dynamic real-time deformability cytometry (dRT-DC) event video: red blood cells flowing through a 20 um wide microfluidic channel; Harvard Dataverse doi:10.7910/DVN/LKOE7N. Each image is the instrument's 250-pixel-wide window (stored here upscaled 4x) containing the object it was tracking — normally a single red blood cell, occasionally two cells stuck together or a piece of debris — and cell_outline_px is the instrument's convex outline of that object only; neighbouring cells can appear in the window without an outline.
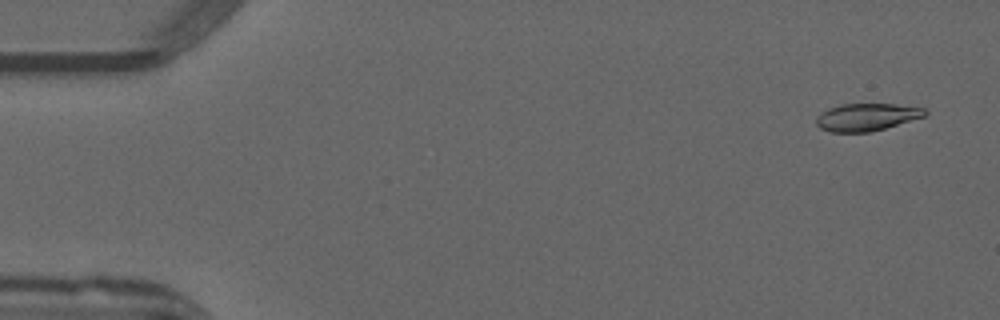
{"species": "common noctule bat (a hibernating species)", "species_latin": "Nyctalus noctula", "temperature_condition": "warm", "stored_images_in_passage": 52, "camera_frame_rate_fps": 3000, "um_per_image_px": 0.085, "animal": {"sex": "male", "forearm_length_mm": 52.5}, "frame": {"image": 1, "passage_image": 3, "time_ms": 0.667, "image_size_px": [1000, 320], "cell_outline_px": [[928, 112], [924, 116], [884, 128], [868, 132], [832, 132], [820, 128], [816, 124], [816, 120], [820, 112], [828, 108], [840, 104], [896, 104], [924, 108]], "centroid_in_image_um": [73.63, 9.94], "position_along_channel_um": 11.4, "area_um2": 17.22}}
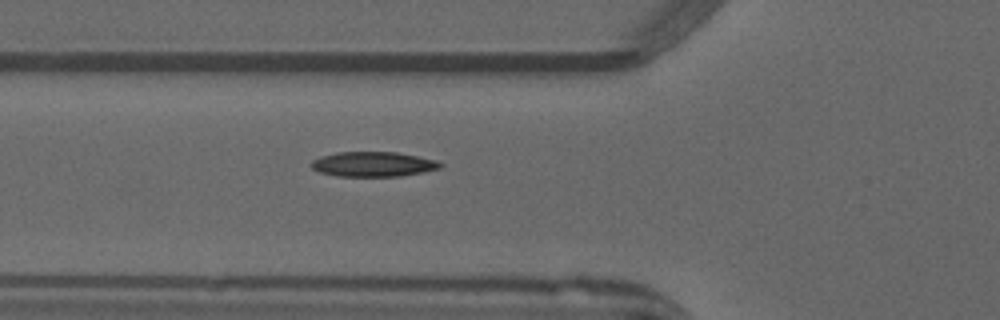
{"frame": {"image": 2, "passage_image": 19, "time_ms": 6.0, "image_size_px": [1000, 320], "cell_outline_px": [[444, 164], [440, 168], [400, 176], [336, 176], [320, 172], [312, 168], [312, 160], [320, 156], [336, 152], [396, 152], [436, 160]], "centroid_in_image_um": [31.7, 13.95], "position_along_channel_um": 94.1, "area_um2": 18.55}}
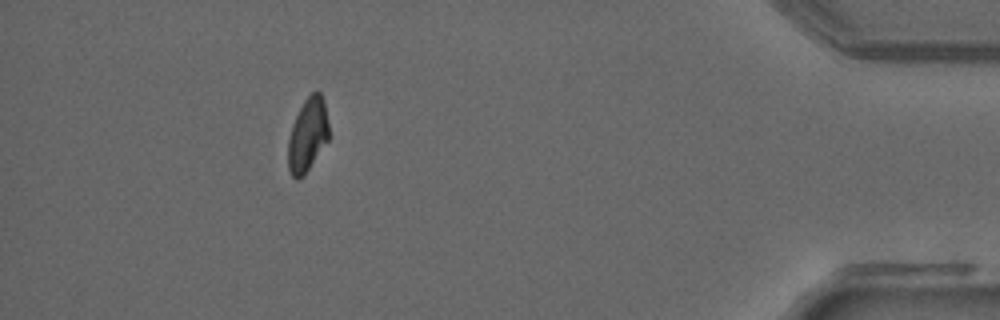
{"frame": {"image": 3, "passage_image": 47, "time_ms": 15.333, "image_size_px": [1000, 320], "cell_outline_px": [[328, 140], [304, 176], [296, 180], [292, 176], [288, 168], [288, 140], [292, 124], [304, 100], [316, 88], [320, 92], [324, 100], [328, 124]], "centroid_in_image_um": [26.14, 11.46], "position_along_channel_um": 409.1, "area_um2": 17.51}, "authors_computed_cell_mechanics": {"area_um2": 18.4671, "velocity_mm_per_s": 3.9766, "shape_relaxation_time_tau1_ms": null, "shape_relaxation_time_tau2_ms": 7.9756, "deformation_change_tau1": null, "deformation_change_tau2": 0.1433}}